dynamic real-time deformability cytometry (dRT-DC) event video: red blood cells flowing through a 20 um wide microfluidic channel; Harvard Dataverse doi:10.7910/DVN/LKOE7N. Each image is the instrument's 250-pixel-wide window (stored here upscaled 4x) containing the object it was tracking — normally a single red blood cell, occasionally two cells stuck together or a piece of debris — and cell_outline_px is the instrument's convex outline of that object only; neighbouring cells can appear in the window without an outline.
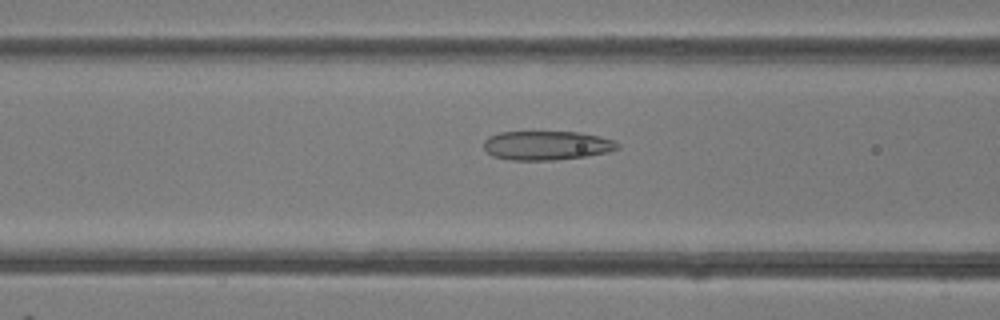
{"species": "common noctule bat (a hibernating species)", "species_latin": "Nyctalus noctula", "temperature_condition": "room temperature", "stored_images_in_passage": 48, "camera_frame_rate_fps": 3000, "um_per_image_px": 0.085, "animal": {"sex": "female"}, "frame": {"image": 1, "passage_image": 19, "time_ms": 6.0, "image_size_px": [1000, 320], "cell_outline_px": [[620, 148], [608, 152], [584, 156], [556, 160], [508, 160], [492, 156], [484, 148], [484, 140], [488, 136], [500, 132], [580, 132], [600, 136], [612, 140], [620, 144]], "centroid_in_image_um": [46.46, 12.36], "position_along_channel_um": 120.1, "area_um2": 22.77}}
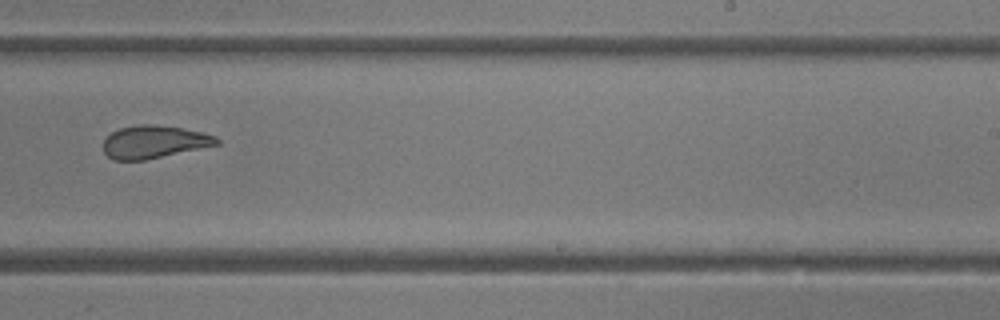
{"frame": {"image": 2, "passage_image": 30, "time_ms": 9.667, "image_size_px": [1000, 320], "cell_outline_px": [[220, 144], [144, 160], [112, 160], [104, 152], [104, 140], [112, 132], [120, 128], [140, 124], [148, 124], [184, 128], [204, 132], [216, 136], [220, 140]], "centroid_in_image_um": [13.12, 12.05], "position_along_channel_um": 275.9, "area_um2": 21.56}}
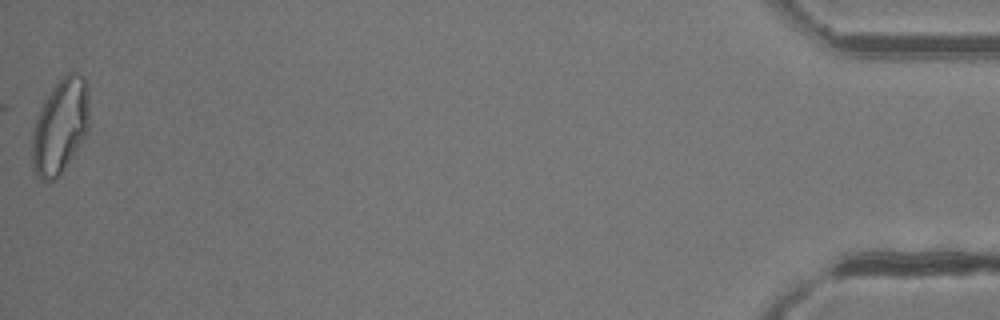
{"frame": {"image": 3, "passage_image": 48, "time_ms": 15.667, "image_size_px": [1000, 320], "cell_outline_px": [[88, 132], [60, 176], [56, 180], [40, 180], [32, 168], [32, 136], [36, 120], [52, 88], [68, 72], [76, 72], [84, 76], [88, 92]], "centroid_in_image_um": [5.13, 10.78], "position_along_channel_um": 430.1, "area_um2": 31.33}, "authors_computed_cell_mechanics": {"area_um2": 23.3512, "velocity_mm_per_s": 4.256, "shape_relaxation_time_tau1_ms": null, "shape_relaxation_time_tau2_ms": 1.6447, "deformation_change_tau1": null, "deformation_change_tau2": 0.0904}}